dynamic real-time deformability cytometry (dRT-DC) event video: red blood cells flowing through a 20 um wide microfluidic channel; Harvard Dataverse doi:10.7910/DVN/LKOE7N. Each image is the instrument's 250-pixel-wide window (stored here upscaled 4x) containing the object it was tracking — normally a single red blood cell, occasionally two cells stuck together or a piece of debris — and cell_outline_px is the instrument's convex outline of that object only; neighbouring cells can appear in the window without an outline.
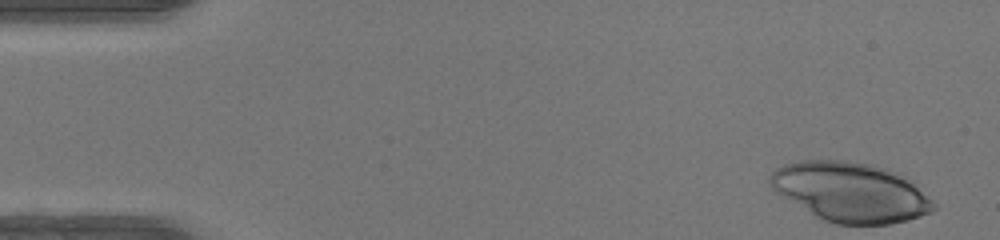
{"species": "human", "species_latin": "Homo sapiens", "temperature_condition": "warm", "stored_images_in_passage": 46, "camera_frame_rate_fps": 3000, "um_per_image_px": 0.085, "donor": {"sex": "female"}, "frame": {"image": 1, "passage_image": 1, "time_ms": 0.0, "image_size_px": [1000, 240], "cell_outline_px": [[936, 208], [932, 212], [904, 220], [888, 224], [836, 224], [824, 220], [816, 216], [776, 192], [772, 188], [768, 180], [768, 176], [776, 168], [784, 164], [800, 160], [848, 160], [872, 164], [888, 168], [900, 172], [932, 200], [936, 204]], "centroid_in_image_um": [72.29, 16.29], "position_along_channel_um": 12.7, "area_um2": 56.59}}
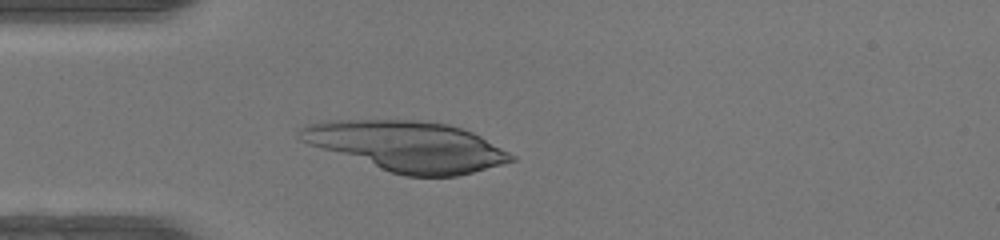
{"frame": {"image": 2, "passage_image": 12, "time_ms": 3.667, "image_size_px": [1000, 240], "cell_outline_px": [[516, 160], [472, 172], [456, 176], [404, 176], [308, 144], [300, 140], [296, 136], [296, 132], [300, 128], [308, 124], [328, 120], [416, 120], [448, 124], [472, 132], [480, 136], [516, 156]], "centroid_in_image_um": [34.58, 12.41], "position_along_channel_um": 50.4, "area_um2": 61.09}}